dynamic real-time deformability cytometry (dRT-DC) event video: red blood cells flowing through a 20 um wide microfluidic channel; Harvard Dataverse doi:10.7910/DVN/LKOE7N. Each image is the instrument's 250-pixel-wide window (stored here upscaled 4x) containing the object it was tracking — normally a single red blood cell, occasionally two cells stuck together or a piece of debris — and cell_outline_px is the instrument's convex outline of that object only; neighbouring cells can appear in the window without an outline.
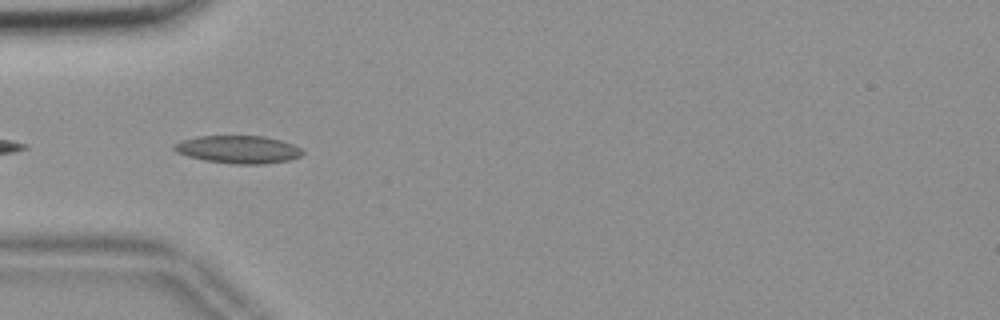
{"species": "common noctule bat (a hibernating species)", "species_latin": "Nyctalus noctula", "temperature_condition": "room temperature", "stored_images_in_passage": 6, "camera_frame_rate_fps": 3000, "um_per_image_px": 0.085, "animal": {"sex": "female", "body_mass_g": 18.4}, "frame": {"image": 1, "passage_image": 2, "time_ms": 0.333, "image_size_px": [1000, 320], "cell_outline_px": [[304, 152], [300, 156], [288, 160], [264, 164], [236, 164], [204, 160], [188, 156], [176, 152], [172, 148], [172, 144], [184, 140], [200, 136], [264, 136], [280, 140], [292, 144], [300, 148]], "centroid_in_image_um": [20.24, 12.7], "position_along_channel_um": 64.8, "area_um2": 20.63}}